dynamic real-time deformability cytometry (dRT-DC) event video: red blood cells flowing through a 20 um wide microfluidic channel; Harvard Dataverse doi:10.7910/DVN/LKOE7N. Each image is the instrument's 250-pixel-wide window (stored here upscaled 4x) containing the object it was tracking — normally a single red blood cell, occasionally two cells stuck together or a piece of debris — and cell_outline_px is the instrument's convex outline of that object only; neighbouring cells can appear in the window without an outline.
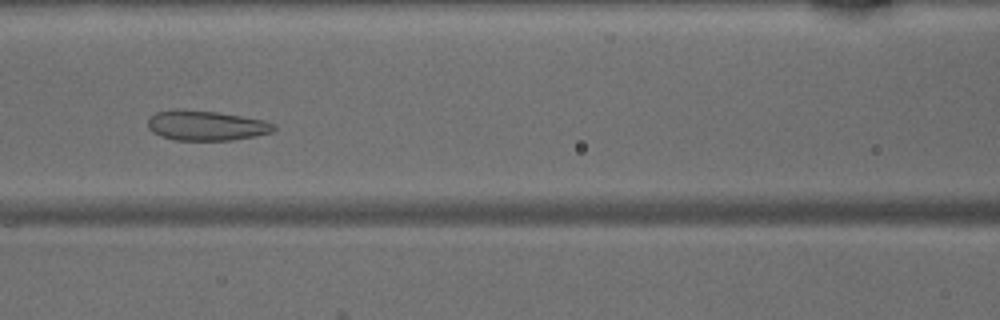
{"species": "common noctule bat (a hibernating species)", "species_latin": "Nyctalus noctula", "temperature_condition": "warm", "stored_images_in_passage": 23, "camera_frame_rate_fps": 3000, "um_per_image_px": 0.085, "animal": {"sex": "male", "body_mass_g": 15.6}, "frame": {"image": 1, "passage_image": 12, "time_ms": 3.667, "image_size_px": [1000, 320], "cell_outline_px": [[276, 128], [272, 132], [256, 136], [232, 140], [176, 140], [160, 136], [152, 132], [148, 128], [148, 116], [156, 112], [216, 112], [264, 120], [276, 124]], "centroid_in_image_um": [17.57, 10.71], "position_along_channel_um": 149.0, "area_um2": 21.33}}
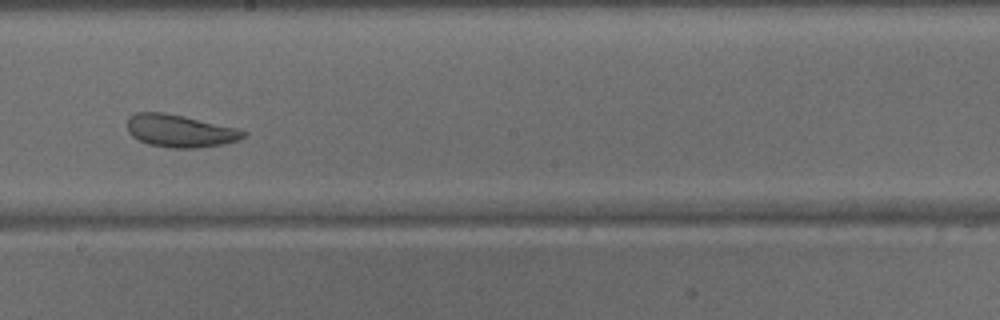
{"frame": {"image": 2, "passage_image": 18, "time_ms": 5.667, "image_size_px": [1000, 320], "cell_outline_px": [[248, 136], [240, 140], [224, 144], [196, 148], [172, 148], [148, 144], [132, 136], [128, 132], [128, 116], [136, 112], [164, 112], [184, 116], [240, 128], [248, 132]], "centroid_in_image_um": [15.36, 11.12], "position_along_channel_um": 232.8, "area_um2": 22.37}}
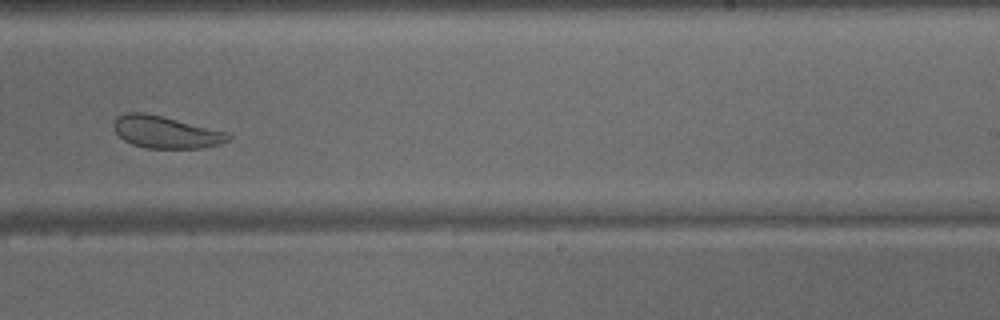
{"frame": {"image": 3, "passage_image": 21, "time_ms": 6.667, "image_size_px": [1000, 320], "cell_outline_px": [[232, 140], [220, 144], [200, 148], [148, 148], [132, 144], [124, 140], [116, 132], [112, 124], [116, 116], [124, 112], [144, 112], [224, 132], [232, 136]], "centroid_in_image_um": [14.04, 11.23], "position_along_channel_um": 275.0, "area_um2": 21.15}}